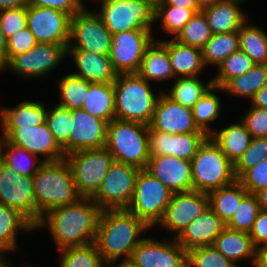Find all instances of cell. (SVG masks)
I'll use <instances>...</instances> for the list:
<instances>
[{
	"mask_svg": "<svg viewBox=\"0 0 267 267\" xmlns=\"http://www.w3.org/2000/svg\"><path fill=\"white\" fill-rule=\"evenodd\" d=\"M102 209L92 198L81 197L77 202L46 212L35 230L48 229L57 250L95 242Z\"/></svg>",
	"mask_w": 267,
	"mask_h": 267,
	"instance_id": "obj_1",
	"label": "cell"
},
{
	"mask_svg": "<svg viewBox=\"0 0 267 267\" xmlns=\"http://www.w3.org/2000/svg\"><path fill=\"white\" fill-rule=\"evenodd\" d=\"M151 229L126 209L102 210L95 243L105 263L131 258L133 250Z\"/></svg>",
	"mask_w": 267,
	"mask_h": 267,
	"instance_id": "obj_2",
	"label": "cell"
},
{
	"mask_svg": "<svg viewBox=\"0 0 267 267\" xmlns=\"http://www.w3.org/2000/svg\"><path fill=\"white\" fill-rule=\"evenodd\" d=\"M38 222L49 210L77 202L79 195L68 161L44 162L33 176Z\"/></svg>",
	"mask_w": 267,
	"mask_h": 267,
	"instance_id": "obj_3",
	"label": "cell"
},
{
	"mask_svg": "<svg viewBox=\"0 0 267 267\" xmlns=\"http://www.w3.org/2000/svg\"><path fill=\"white\" fill-rule=\"evenodd\" d=\"M115 118L149 125L159 96L137 73L118 74L113 82Z\"/></svg>",
	"mask_w": 267,
	"mask_h": 267,
	"instance_id": "obj_4",
	"label": "cell"
},
{
	"mask_svg": "<svg viewBox=\"0 0 267 267\" xmlns=\"http://www.w3.org/2000/svg\"><path fill=\"white\" fill-rule=\"evenodd\" d=\"M105 147L114 161L145 169L149 159V126L119 119L109 122Z\"/></svg>",
	"mask_w": 267,
	"mask_h": 267,
	"instance_id": "obj_5",
	"label": "cell"
},
{
	"mask_svg": "<svg viewBox=\"0 0 267 267\" xmlns=\"http://www.w3.org/2000/svg\"><path fill=\"white\" fill-rule=\"evenodd\" d=\"M193 190L210 193L236 180L234 164L208 136L191 160Z\"/></svg>",
	"mask_w": 267,
	"mask_h": 267,
	"instance_id": "obj_6",
	"label": "cell"
},
{
	"mask_svg": "<svg viewBox=\"0 0 267 267\" xmlns=\"http://www.w3.org/2000/svg\"><path fill=\"white\" fill-rule=\"evenodd\" d=\"M173 192L147 170L140 169L133 198L127 211L143 220L151 229L162 220Z\"/></svg>",
	"mask_w": 267,
	"mask_h": 267,
	"instance_id": "obj_7",
	"label": "cell"
},
{
	"mask_svg": "<svg viewBox=\"0 0 267 267\" xmlns=\"http://www.w3.org/2000/svg\"><path fill=\"white\" fill-rule=\"evenodd\" d=\"M101 18L114 35L133 29H153L155 7L145 0H97Z\"/></svg>",
	"mask_w": 267,
	"mask_h": 267,
	"instance_id": "obj_8",
	"label": "cell"
},
{
	"mask_svg": "<svg viewBox=\"0 0 267 267\" xmlns=\"http://www.w3.org/2000/svg\"><path fill=\"white\" fill-rule=\"evenodd\" d=\"M65 159L71 167L76 189L84 198H92L97 193L114 162L106 147L74 151L65 155Z\"/></svg>",
	"mask_w": 267,
	"mask_h": 267,
	"instance_id": "obj_9",
	"label": "cell"
},
{
	"mask_svg": "<svg viewBox=\"0 0 267 267\" xmlns=\"http://www.w3.org/2000/svg\"><path fill=\"white\" fill-rule=\"evenodd\" d=\"M67 46L54 43H37L25 53L12 56L1 68L22 76L24 79L42 78L59 68L66 59Z\"/></svg>",
	"mask_w": 267,
	"mask_h": 267,
	"instance_id": "obj_10",
	"label": "cell"
},
{
	"mask_svg": "<svg viewBox=\"0 0 267 267\" xmlns=\"http://www.w3.org/2000/svg\"><path fill=\"white\" fill-rule=\"evenodd\" d=\"M139 170L132 165L114 161L92 200L102 210L127 209L134 195Z\"/></svg>",
	"mask_w": 267,
	"mask_h": 267,
	"instance_id": "obj_11",
	"label": "cell"
},
{
	"mask_svg": "<svg viewBox=\"0 0 267 267\" xmlns=\"http://www.w3.org/2000/svg\"><path fill=\"white\" fill-rule=\"evenodd\" d=\"M153 29H133L112 35L109 59L118 74L137 73L146 49L153 43Z\"/></svg>",
	"mask_w": 267,
	"mask_h": 267,
	"instance_id": "obj_12",
	"label": "cell"
},
{
	"mask_svg": "<svg viewBox=\"0 0 267 267\" xmlns=\"http://www.w3.org/2000/svg\"><path fill=\"white\" fill-rule=\"evenodd\" d=\"M112 34L95 10L84 7L71 16L70 40L67 49H83L100 55L109 54Z\"/></svg>",
	"mask_w": 267,
	"mask_h": 267,
	"instance_id": "obj_13",
	"label": "cell"
},
{
	"mask_svg": "<svg viewBox=\"0 0 267 267\" xmlns=\"http://www.w3.org/2000/svg\"><path fill=\"white\" fill-rule=\"evenodd\" d=\"M0 204L19 210L36 225L38 210L33 176H21L3 163L0 175Z\"/></svg>",
	"mask_w": 267,
	"mask_h": 267,
	"instance_id": "obj_14",
	"label": "cell"
},
{
	"mask_svg": "<svg viewBox=\"0 0 267 267\" xmlns=\"http://www.w3.org/2000/svg\"><path fill=\"white\" fill-rule=\"evenodd\" d=\"M26 25L38 43L69 45L71 15L48 7H26Z\"/></svg>",
	"mask_w": 267,
	"mask_h": 267,
	"instance_id": "obj_15",
	"label": "cell"
},
{
	"mask_svg": "<svg viewBox=\"0 0 267 267\" xmlns=\"http://www.w3.org/2000/svg\"><path fill=\"white\" fill-rule=\"evenodd\" d=\"M209 207L208 193L188 191L174 193L166 212L158 226L164 228L173 238L188 226L190 222L200 216Z\"/></svg>",
	"mask_w": 267,
	"mask_h": 267,
	"instance_id": "obj_16",
	"label": "cell"
},
{
	"mask_svg": "<svg viewBox=\"0 0 267 267\" xmlns=\"http://www.w3.org/2000/svg\"><path fill=\"white\" fill-rule=\"evenodd\" d=\"M131 258L139 267H187V252L173 237L158 241L144 236Z\"/></svg>",
	"mask_w": 267,
	"mask_h": 267,
	"instance_id": "obj_17",
	"label": "cell"
},
{
	"mask_svg": "<svg viewBox=\"0 0 267 267\" xmlns=\"http://www.w3.org/2000/svg\"><path fill=\"white\" fill-rule=\"evenodd\" d=\"M4 138L39 158L43 155L44 162L65 158L63 148L57 143L46 122L35 127H14Z\"/></svg>",
	"mask_w": 267,
	"mask_h": 267,
	"instance_id": "obj_18",
	"label": "cell"
},
{
	"mask_svg": "<svg viewBox=\"0 0 267 267\" xmlns=\"http://www.w3.org/2000/svg\"><path fill=\"white\" fill-rule=\"evenodd\" d=\"M149 129L169 134L204 133L196 126L192 109L169 98L164 91L158 96Z\"/></svg>",
	"mask_w": 267,
	"mask_h": 267,
	"instance_id": "obj_19",
	"label": "cell"
},
{
	"mask_svg": "<svg viewBox=\"0 0 267 267\" xmlns=\"http://www.w3.org/2000/svg\"><path fill=\"white\" fill-rule=\"evenodd\" d=\"M173 193L193 190L191 161L171 155L149 157L145 168Z\"/></svg>",
	"mask_w": 267,
	"mask_h": 267,
	"instance_id": "obj_20",
	"label": "cell"
},
{
	"mask_svg": "<svg viewBox=\"0 0 267 267\" xmlns=\"http://www.w3.org/2000/svg\"><path fill=\"white\" fill-rule=\"evenodd\" d=\"M207 137L205 133L174 135L149 129V156L171 155L191 161Z\"/></svg>",
	"mask_w": 267,
	"mask_h": 267,
	"instance_id": "obj_21",
	"label": "cell"
},
{
	"mask_svg": "<svg viewBox=\"0 0 267 267\" xmlns=\"http://www.w3.org/2000/svg\"><path fill=\"white\" fill-rule=\"evenodd\" d=\"M71 113L73 123L70 134V153L105 147L109 123L92 116L83 109H74Z\"/></svg>",
	"mask_w": 267,
	"mask_h": 267,
	"instance_id": "obj_22",
	"label": "cell"
},
{
	"mask_svg": "<svg viewBox=\"0 0 267 267\" xmlns=\"http://www.w3.org/2000/svg\"><path fill=\"white\" fill-rule=\"evenodd\" d=\"M226 224L208 207L188 224L175 238L187 252L191 249L213 245Z\"/></svg>",
	"mask_w": 267,
	"mask_h": 267,
	"instance_id": "obj_23",
	"label": "cell"
},
{
	"mask_svg": "<svg viewBox=\"0 0 267 267\" xmlns=\"http://www.w3.org/2000/svg\"><path fill=\"white\" fill-rule=\"evenodd\" d=\"M76 70L72 74L90 83H113L118 73L114 70L109 54L100 55L83 49H67Z\"/></svg>",
	"mask_w": 267,
	"mask_h": 267,
	"instance_id": "obj_24",
	"label": "cell"
},
{
	"mask_svg": "<svg viewBox=\"0 0 267 267\" xmlns=\"http://www.w3.org/2000/svg\"><path fill=\"white\" fill-rule=\"evenodd\" d=\"M41 101L22 100L12 108H0L1 131L4 138L14 127H35L46 122L47 106Z\"/></svg>",
	"mask_w": 267,
	"mask_h": 267,
	"instance_id": "obj_25",
	"label": "cell"
},
{
	"mask_svg": "<svg viewBox=\"0 0 267 267\" xmlns=\"http://www.w3.org/2000/svg\"><path fill=\"white\" fill-rule=\"evenodd\" d=\"M158 41L168 50L175 78L199 76L202 70H205L201 48L181 44L172 38H159Z\"/></svg>",
	"mask_w": 267,
	"mask_h": 267,
	"instance_id": "obj_26",
	"label": "cell"
},
{
	"mask_svg": "<svg viewBox=\"0 0 267 267\" xmlns=\"http://www.w3.org/2000/svg\"><path fill=\"white\" fill-rule=\"evenodd\" d=\"M243 3L241 0H221L214 6L203 9L212 34L239 30L248 20L245 11L241 10Z\"/></svg>",
	"mask_w": 267,
	"mask_h": 267,
	"instance_id": "obj_27",
	"label": "cell"
},
{
	"mask_svg": "<svg viewBox=\"0 0 267 267\" xmlns=\"http://www.w3.org/2000/svg\"><path fill=\"white\" fill-rule=\"evenodd\" d=\"M213 245L238 267L240 266L237 262L243 260H248V262L254 266L256 248L248 232L225 227L222 233L216 238Z\"/></svg>",
	"mask_w": 267,
	"mask_h": 267,
	"instance_id": "obj_28",
	"label": "cell"
},
{
	"mask_svg": "<svg viewBox=\"0 0 267 267\" xmlns=\"http://www.w3.org/2000/svg\"><path fill=\"white\" fill-rule=\"evenodd\" d=\"M137 74L149 83L175 79L168 50L158 39L146 49Z\"/></svg>",
	"mask_w": 267,
	"mask_h": 267,
	"instance_id": "obj_29",
	"label": "cell"
},
{
	"mask_svg": "<svg viewBox=\"0 0 267 267\" xmlns=\"http://www.w3.org/2000/svg\"><path fill=\"white\" fill-rule=\"evenodd\" d=\"M19 231L34 232L35 225L19 210L0 204V254L19 248Z\"/></svg>",
	"mask_w": 267,
	"mask_h": 267,
	"instance_id": "obj_30",
	"label": "cell"
},
{
	"mask_svg": "<svg viewBox=\"0 0 267 267\" xmlns=\"http://www.w3.org/2000/svg\"><path fill=\"white\" fill-rule=\"evenodd\" d=\"M210 137L233 164L243 155L252 140L241 120L238 123H231L224 128L214 130Z\"/></svg>",
	"mask_w": 267,
	"mask_h": 267,
	"instance_id": "obj_31",
	"label": "cell"
},
{
	"mask_svg": "<svg viewBox=\"0 0 267 267\" xmlns=\"http://www.w3.org/2000/svg\"><path fill=\"white\" fill-rule=\"evenodd\" d=\"M82 109L108 123L115 119L113 83H90Z\"/></svg>",
	"mask_w": 267,
	"mask_h": 267,
	"instance_id": "obj_32",
	"label": "cell"
},
{
	"mask_svg": "<svg viewBox=\"0 0 267 267\" xmlns=\"http://www.w3.org/2000/svg\"><path fill=\"white\" fill-rule=\"evenodd\" d=\"M247 193L248 191L236 179L233 183L208 193L209 207L227 224Z\"/></svg>",
	"mask_w": 267,
	"mask_h": 267,
	"instance_id": "obj_33",
	"label": "cell"
},
{
	"mask_svg": "<svg viewBox=\"0 0 267 267\" xmlns=\"http://www.w3.org/2000/svg\"><path fill=\"white\" fill-rule=\"evenodd\" d=\"M267 84V64H254L242 76L229 80L223 87V92L237 98H246L250 101L255 94Z\"/></svg>",
	"mask_w": 267,
	"mask_h": 267,
	"instance_id": "obj_34",
	"label": "cell"
},
{
	"mask_svg": "<svg viewBox=\"0 0 267 267\" xmlns=\"http://www.w3.org/2000/svg\"><path fill=\"white\" fill-rule=\"evenodd\" d=\"M199 77L175 78L169 91L164 93L178 104L192 109L213 86L212 78L204 84Z\"/></svg>",
	"mask_w": 267,
	"mask_h": 267,
	"instance_id": "obj_35",
	"label": "cell"
},
{
	"mask_svg": "<svg viewBox=\"0 0 267 267\" xmlns=\"http://www.w3.org/2000/svg\"><path fill=\"white\" fill-rule=\"evenodd\" d=\"M240 49L239 30L229 33L212 34L201 48L204 65L216 68L232 53Z\"/></svg>",
	"mask_w": 267,
	"mask_h": 267,
	"instance_id": "obj_36",
	"label": "cell"
},
{
	"mask_svg": "<svg viewBox=\"0 0 267 267\" xmlns=\"http://www.w3.org/2000/svg\"><path fill=\"white\" fill-rule=\"evenodd\" d=\"M0 154L3 163L21 176H34L44 163L38 156L9 143L5 138H0Z\"/></svg>",
	"mask_w": 267,
	"mask_h": 267,
	"instance_id": "obj_37",
	"label": "cell"
},
{
	"mask_svg": "<svg viewBox=\"0 0 267 267\" xmlns=\"http://www.w3.org/2000/svg\"><path fill=\"white\" fill-rule=\"evenodd\" d=\"M248 22L239 28L240 49L255 64H267V33L260 26Z\"/></svg>",
	"mask_w": 267,
	"mask_h": 267,
	"instance_id": "obj_38",
	"label": "cell"
},
{
	"mask_svg": "<svg viewBox=\"0 0 267 267\" xmlns=\"http://www.w3.org/2000/svg\"><path fill=\"white\" fill-rule=\"evenodd\" d=\"M217 91H223L222 88L212 86L209 91L193 106L192 113L196 126L207 136H210L214 129L210 123L215 122L221 113V100Z\"/></svg>",
	"mask_w": 267,
	"mask_h": 267,
	"instance_id": "obj_39",
	"label": "cell"
},
{
	"mask_svg": "<svg viewBox=\"0 0 267 267\" xmlns=\"http://www.w3.org/2000/svg\"><path fill=\"white\" fill-rule=\"evenodd\" d=\"M58 84L60 100L59 106L74 110L82 109L90 82L72 74H64L56 83Z\"/></svg>",
	"mask_w": 267,
	"mask_h": 267,
	"instance_id": "obj_40",
	"label": "cell"
},
{
	"mask_svg": "<svg viewBox=\"0 0 267 267\" xmlns=\"http://www.w3.org/2000/svg\"><path fill=\"white\" fill-rule=\"evenodd\" d=\"M199 9H186L172 5H156L154 12L155 23L160 21L164 33L172 35L173 39L183 30L184 25Z\"/></svg>",
	"mask_w": 267,
	"mask_h": 267,
	"instance_id": "obj_41",
	"label": "cell"
},
{
	"mask_svg": "<svg viewBox=\"0 0 267 267\" xmlns=\"http://www.w3.org/2000/svg\"><path fill=\"white\" fill-rule=\"evenodd\" d=\"M58 253L61 256L59 267H105L95 242L68 247Z\"/></svg>",
	"mask_w": 267,
	"mask_h": 267,
	"instance_id": "obj_42",
	"label": "cell"
},
{
	"mask_svg": "<svg viewBox=\"0 0 267 267\" xmlns=\"http://www.w3.org/2000/svg\"><path fill=\"white\" fill-rule=\"evenodd\" d=\"M46 123L57 143L63 148L64 154H69L73 123L71 110L57 104L53 105L51 109H47Z\"/></svg>",
	"mask_w": 267,
	"mask_h": 267,
	"instance_id": "obj_43",
	"label": "cell"
},
{
	"mask_svg": "<svg viewBox=\"0 0 267 267\" xmlns=\"http://www.w3.org/2000/svg\"><path fill=\"white\" fill-rule=\"evenodd\" d=\"M254 64L244 51H235L217 67V74L212 77L213 86L222 88L229 80L248 72Z\"/></svg>",
	"mask_w": 267,
	"mask_h": 267,
	"instance_id": "obj_44",
	"label": "cell"
},
{
	"mask_svg": "<svg viewBox=\"0 0 267 267\" xmlns=\"http://www.w3.org/2000/svg\"><path fill=\"white\" fill-rule=\"evenodd\" d=\"M212 32L202 11L195 13L184 25L175 40L179 43L202 48L211 38Z\"/></svg>",
	"mask_w": 267,
	"mask_h": 267,
	"instance_id": "obj_45",
	"label": "cell"
},
{
	"mask_svg": "<svg viewBox=\"0 0 267 267\" xmlns=\"http://www.w3.org/2000/svg\"><path fill=\"white\" fill-rule=\"evenodd\" d=\"M259 211L260 206L256 194L247 193L242 198L239 207L231 220L226 224V227L249 233Z\"/></svg>",
	"mask_w": 267,
	"mask_h": 267,
	"instance_id": "obj_46",
	"label": "cell"
},
{
	"mask_svg": "<svg viewBox=\"0 0 267 267\" xmlns=\"http://www.w3.org/2000/svg\"><path fill=\"white\" fill-rule=\"evenodd\" d=\"M187 267H238L226 258L214 245L187 251Z\"/></svg>",
	"mask_w": 267,
	"mask_h": 267,
	"instance_id": "obj_47",
	"label": "cell"
},
{
	"mask_svg": "<svg viewBox=\"0 0 267 267\" xmlns=\"http://www.w3.org/2000/svg\"><path fill=\"white\" fill-rule=\"evenodd\" d=\"M266 158L267 137L252 139L249 147L234 164V173L236 179H238L247 169L254 167Z\"/></svg>",
	"mask_w": 267,
	"mask_h": 267,
	"instance_id": "obj_48",
	"label": "cell"
},
{
	"mask_svg": "<svg viewBox=\"0 0 267 267\" xmlns=\"http://www.w3.org/2000/svg\"><path fill=\"white\" fill-rule=\"evenodd\" d=\"M248 193L256 194L267 187V158L247 169L238 179Z\"/></svg>",
	"mask_w": 267,
	"mask_h": 267,
	"instance_id": "obj_49",
	"label": "cell"
},
{
	"mask_svg": "<svg viewBox=\"0 0 267 267\" xmlns=\"http://www.w3.org/2000/svg\"><path fill=\"white\" fill-rule=\"evenodd\" d=\"M26 21V7L0 11V26L6 40L24 29Z\"/></svg>",
	"mask_w": 267,
	"mask_h": 267,
	"instance_id": "obj_50",
	"label": "cell"
},
{
	"mask_svg": "<svg viewBox=\"0 0 267 267\" xmlns=\"http://www.w3.org/2000/svg\"><path fill=\"white\" fill-rule=\"evenodd\" d=\"M249 110L241 117L252 139L267 137V109L250 106Z\"/></svg>",
	"mask_w": 267,
	"mask_h": 267,
	"instance_id": "obj_51",
	"label": "cell"
},
{
	"mask_svg": "<svg viewBox=\"0 0 267 267\" xmlns=\"http://www.w3.org/2000/svg\"><path fill=\"white\" fill-rule=\"evenodd\" d=\"M37 43L34 34L26 26L7 40L6 62L12 56L32 49Z\"/></svg>",
	"mask_w": 267,
	"mask_h": 267,
	"instance_id": "obj_52",
	"label": "cell"
},
{
	"mask_svg": "<svg viewBox=\"0 0 267 267\" xmlns=\"http://www.w3.org/2000/svg\"><path fill=\"white\" fill-rule=\"evenodd\" d=\"M27 6L48 7L73 16L85 7L83 0H27Z\"/></svg>",
	"mask_w": 267,
	"mask_h": 267,
	"instance_id": "obj_53",
	"label": "cell"
},
{
	"mask_svg": "<svg viewBox=\"0 0 267 267\" xmlns=\"http://www.w3.org/2000/svg\"><path fill=\"white\" fill-rule=\"evenodd\" d=\"M249 234L256 249L267 246V211L258 212Z\"/></svg>",
	"mask_w": 267,
	"mask_h": 267,
	"instance_id": "obj_54",
	"label": "cell"
},
{
	"mask_svg": "<svg viewBox=\"0 0 267 267\" xmlns=\"http://www.w3.org/2000/svg\"><path fill=\"white\" fill-rule=\"evenodd\" d=\"M157 5H172L186 9H199L197 0H161Z\"/></svg>",
	"mask_w": 267,
	"mask_h": 267,
	"instance_id": "obj_55",
	"label": "cell"
},
{
	"mask_svg": "<svg viewBox=\"0 0 267 267\" xmlns=\"http://www.w3.org/2000/svg\"><path fill=\"white\" fill-rule=\"evenodd\" d=\"M250 102V106L267 109V84L255 94Z\"/></svg>",
	"mask_w": 267,
	"mask_h": 267,
	"instance_id": "obj_56",
	"label": "cell"
},
{
	"mask_svg": "<svg viewBox=\"0 0 267 267\" xmlns=\"http://www.w3.org/2000/svg\"><path fill=\"white\" fill-rule=\"evenodd\" d=\"M27 7V0H0V11Z\"/></svg>",
	"mask_w": 267,
	"mask_h": 267,
	"instance_id": "obj_57",
	"label": "cell"
},
{
	"mask_svg": "<svg viewBox=\"0 0 267 267\" xmlns=\"http://www.w3.org/2000/svg\"><path fill=\"white\" fill-rule=\"evenodd\" d=\"M253 267H267V246L256 249Z\"/></svg>",
	"mask_w": 267,
	"mask_h": 267,
	"instance_id": "obj_58",
	"label": "cell"
},
{
	"mask_svg": "<svg viewBox=\"0 0 267 267\" xmlns=\"http://www.w3.org/2000/svg\"><path fill=\"white\" fill-rule=\"evenodd\" d=\"M117 261H119V259L109 261V262L105 263V267H139L133 261L132 258H124V259H121L119 263Z\"/></svg>",
	"mask_w": 267,
	"mask_h": 267,
	"instance_id": "obj_59",
	"label": "cell"
},
{
	"mask_svg": "<svg viewBox=\"0 0 267 267\" xmlns=\"http://www.w3.org/2000/svg\"><path fill=\"white\" fill-rule=\"evenodd\" d=\"M7 40L0 26V68L6 63Z\"/></svg>",
	"mask_w": 267,
	"mask_h": 267,
	"instance_id": "obj_60",
	"label": "cell"
},
{
	"mask_svg": "<svg viewBox=\"0 0 267 267\" xmlns=\"http://www.w3.org/2000/svg\"><path fill=\"white\" fill-rule=\"evenodd\" d=\"M259 201L260 210L267 211V187L256 193Z\"/></svg>",
	"mask_w": 267,
	"mask_h": 267,
	"instance_id": "obj_61",
	"label": "cell"
},
{
	"mask_svg": "<svg viewBox=\"0 0 267 267\" xmlns=\"http://www.w3.org/2000/svg\"><path fill=\"white\" fill-rule=\"evenodd\" d=\"M221 0H197L199 10L202 11L207 7L214 6L215 4L219 3Z\"/></svg>",
	"mask_w": 267,
	"mask_h": 267,
	"instance_id": "obj_62",
	"label": "cell"
},
{
	"mask_svg": "<svg viewBox=\"0 0 267 267\" xmlns=\"http://www.w3.org/2000/svg\"><path fill=\"white\" fill-rule=\"evenodd\" d=\"M5 255L0 254V267H7V260L4 258Z\"/></svg>",
	"mask_w": 267,
	"mask_h": 267,
	"instance_id": "obj_63",
	"label": "cell"
},
{
	"mask_svg": "<svg viewBox=\"0 0 267 267\" xmlns=\"http://www.w3.org/2000/svg\"><path fill=\"white\" fill-rule=\"evenodd\" d=\"M145 1L149 2L155 7L161 0H145Z\"/></svg>",
	"mask_w": 267,
	"mask_h": 267,
	"instance_id": "obj_64",
	"label": "cell"
},
{
	"mask_svg": "<svg viewBox=\"0 0 267 267\" xmlns=\"http://www.w3.org/2000/svg\"><path fill=\"white\" fill-rule=\"evenodd\" d=\"M7 267H14V266L8 262ZM21 267H33V266L26 265V263H25V265H23Z\"/></svg>",
	"mask_w": 267,
	"mask_h": 267,
	"instance_id": "obj_65",
	"label": "cell"
},
{
	"mask_svg": "<svg viewBox=\"0 0 267 267\" xmlns=\"http://www.w3.org/2000/svg\"><path fill=\"white\" fill-rule=\"evenodd\" d=\"M2 164H3V159H2V156H1V154H0V175H1Z\"/></svg>",
	"mask_w": 267,
	"mask_h": 267,
	"instance_id": "obj_66",
	"label": "cell"
}]
</instances>
